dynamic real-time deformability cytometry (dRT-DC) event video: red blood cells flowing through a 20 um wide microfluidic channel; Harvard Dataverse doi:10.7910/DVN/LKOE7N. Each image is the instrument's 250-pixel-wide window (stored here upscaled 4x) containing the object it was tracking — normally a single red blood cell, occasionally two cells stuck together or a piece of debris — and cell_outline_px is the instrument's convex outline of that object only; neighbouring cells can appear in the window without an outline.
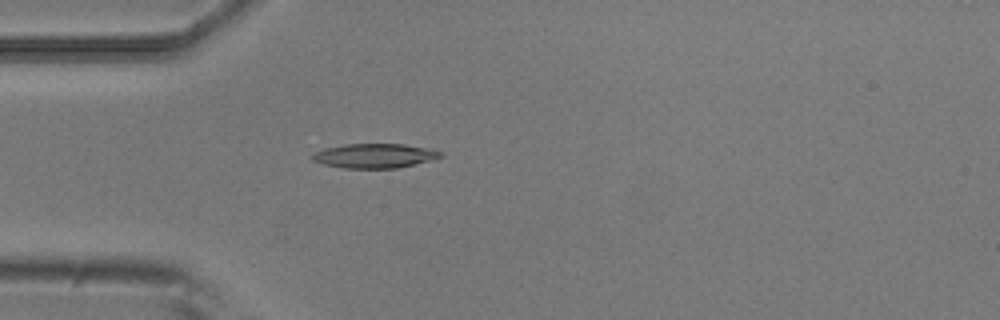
{"species": "common noctule bat (a hibernating species)", "species_latin": "Nyctalus noctula", "temperature_condition": "room temperature", "stored_images_in_passage": 4, "camera_frame_rate_fps": 3000, "um_per_image_px": 0.085, "animal": {"sex": "male", "body_mass_g": 20.5, "forearm_length_mm": 52.5}, "frame": {"image": 1, "passage_image": 4, "time_ms": 1.0, "image_size_px": [1000, 320], "cell_outline_px": [[444, 156], [432, 160], [396, 168], [344, 168], [324, 164], [312, 160], [312, 156], [316, 152], [324, 148], [344, 144], [404, 144], [444, 152]], "centroid_in_image_um": [31.85, 13.24], "position_along_channel_um": 53.1, "area_um2": 18.09}}